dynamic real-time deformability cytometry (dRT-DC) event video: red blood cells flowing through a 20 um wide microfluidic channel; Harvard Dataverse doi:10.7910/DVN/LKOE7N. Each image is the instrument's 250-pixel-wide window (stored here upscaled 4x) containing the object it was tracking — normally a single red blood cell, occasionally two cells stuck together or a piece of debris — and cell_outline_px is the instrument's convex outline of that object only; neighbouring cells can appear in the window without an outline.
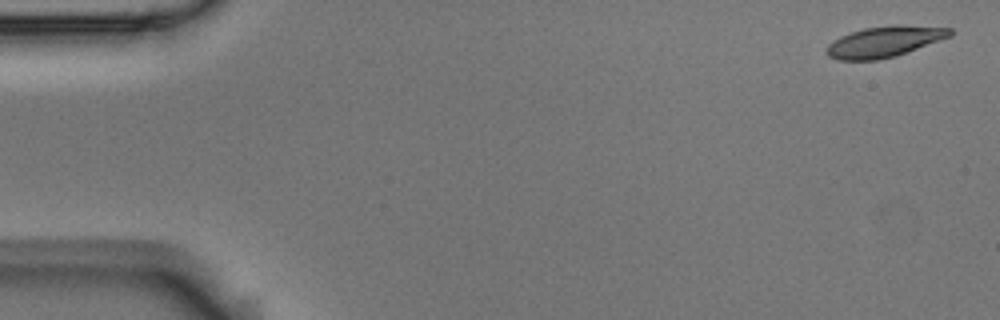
{"species": "Egyptian fruit bat (a non-hibernating species)", "species_latin": "Rousettus aegyptiacus", "temperature_condition": "room temperature", "stored_images_in_passage": 5, "camera_frame_rate_fps": 3000, "um_per_image_px": 0.085, "animal": {"sex": "male"}, "frame": {"image": 1, "passage_image": 1, "time_ms": 0.0, "image_size_px": [1000, 320], "cell_outline_px": [[952, 36], [896, 56], [880, 60], [836, 60], [828, 56], [828, 44], [832, 40], [840, 36], [864, 28], [896, 24], [952, 28]], "centroid_in_image_um": [75.19, 3.54], "position_along_channel_um": 9.8, "area_um2": 22.25}}
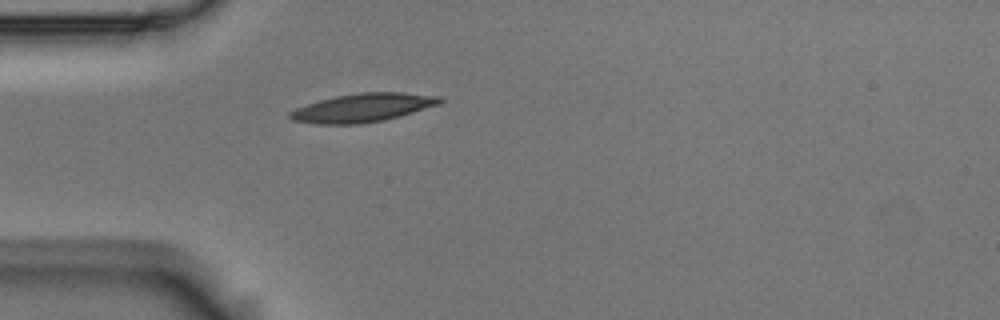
{"frame": {"image": 2, "passage_image": 5, "time_ms": 1.333, "image_size_px": [1000, 320], "cell_outline_px": [[444, 100], [440, 104], [400, 116], [384, 120], [360, 124], [316, 124], [292, 120], [288, 116], [288, 112], [296, 108], [320, 100], [336, 96], [360, 92], [400, 92], [440, 96]], "centroid_in_image_um": [30.85, 9.16], "position_along_channel_um": 54.2, "area_um2": 24.91}}